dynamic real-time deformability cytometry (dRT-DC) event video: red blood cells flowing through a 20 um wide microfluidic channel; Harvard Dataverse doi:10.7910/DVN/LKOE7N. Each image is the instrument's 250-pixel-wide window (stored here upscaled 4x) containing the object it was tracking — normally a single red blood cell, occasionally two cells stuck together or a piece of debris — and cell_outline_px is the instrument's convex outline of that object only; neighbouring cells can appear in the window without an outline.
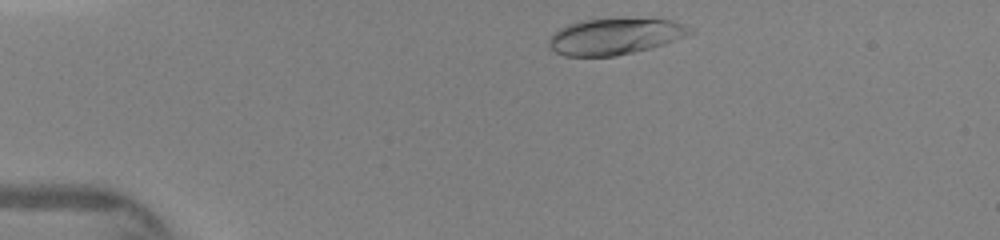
{"species": "human", "species_latin": "Homo sapiens", "temperature_condition": "warm", "stored_images_in_passage": 25, "camera_frame_rate_fps": 3000, "um_per_image_px": 0.085, "donor": {"sex": "female"}, "frame": {"image": 1, "passage_image": 2, "time_ms": 0.333, "image_size_px": [1000, 240], "cell_outline_px": [[696, 32], [664, 44], [616, 56], [564, 56], [548, 48], [548, 40], [560, 28], [568, 24], [580, 20], [668, 20], [684, 24], [692, 28]], "centroid_in_image_um": [52.24, 3.12], "position_along_channel_um": 32.8, "area_um2": 29.19}}
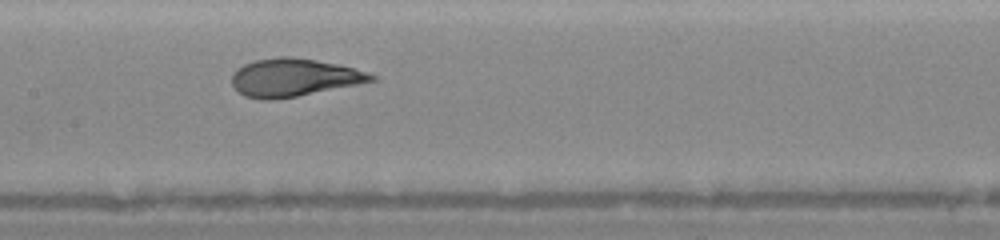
{"frame": {"image": 2, "passage_image": 16, "time_ms": 5.0, "image_size_px": [1000, 240], "cell_outline_px": [[376, 80], [296, 96], [272, 100], [264, 100], [244, 96], [232, 84], [232, 72], [236, 68], [244, 64], [256, 60], [280, 56], [292, 56], [316, 60], [336, 64], [368, 72], [376, 76]], "centroid_in_image_um": [24.93, 6.58], "position_along_channel_um": 182.5, "area_um2": 30.46}}
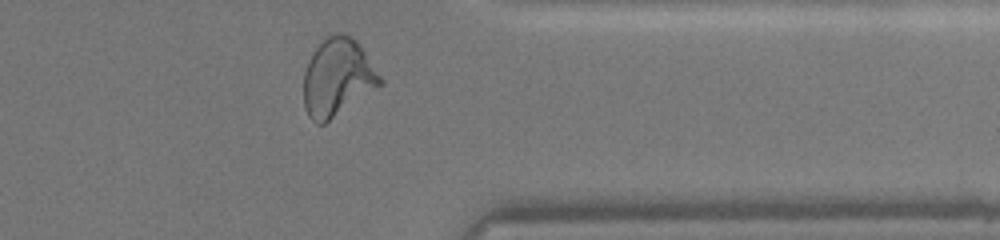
{"frame": {"image": 3, "passage_image": 24, "time_ms": 9.667, "image_size_px": [1000, 240], "cell_outline_px": [[384, 84], [324, 124], [316, 124], [308, 116], [304, 104], [304, 72], [308, 60], [312, 52], [324, 36], [328, 32], [340, 32], [356, 40], [364, 48], [384, 80]], "centroid_in_image_um": [28.71, 6.55], "position_along_channel_um": 382.7, "area_um2": 35.32}}